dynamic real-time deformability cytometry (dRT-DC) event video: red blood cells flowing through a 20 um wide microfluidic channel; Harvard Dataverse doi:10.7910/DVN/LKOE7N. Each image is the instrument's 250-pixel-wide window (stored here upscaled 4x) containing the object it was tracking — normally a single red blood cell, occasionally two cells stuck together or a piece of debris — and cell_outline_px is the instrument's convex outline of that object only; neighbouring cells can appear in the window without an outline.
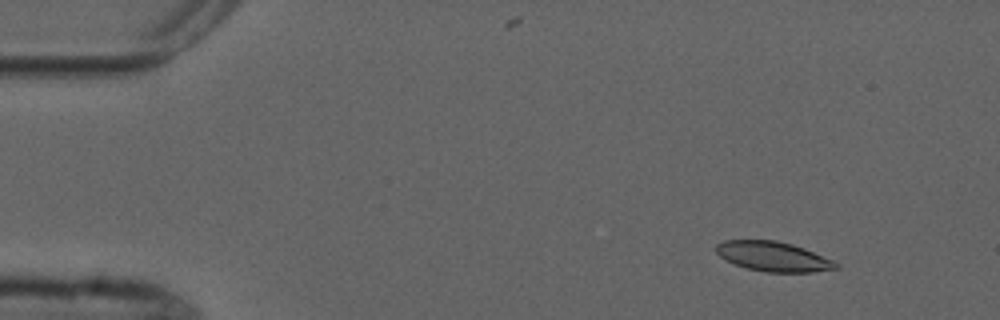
{"species": "common noctule bat (a hibernating species)", "species_latin": "Nyctalus noctula", "temperature_condition": "cold", "stored_images_in_passage": 5, "camera_frame_rate_fps": 3000, "um_per_image_px": 0.085, "animal": {"sex": "male", "forearm_length_mm": 52.5}, "frame": {"image": 1, "passage_image": 2, "time_ms": 1.333, "image_size_px": [1000, 320], "cell_outline_px": [[840, 268], [812, 272], [764, 272], [748, 268], [736, 264], [720, 256], [716, 252], [716, 244], [724, 240], [776, 240], [792, 244], [804, 248], [832, 260], [840, 264]], "centroid_in_image_um": [65.75, 21.8], "position_along_channel_um": 19.3, "area_um2": 20.63}}
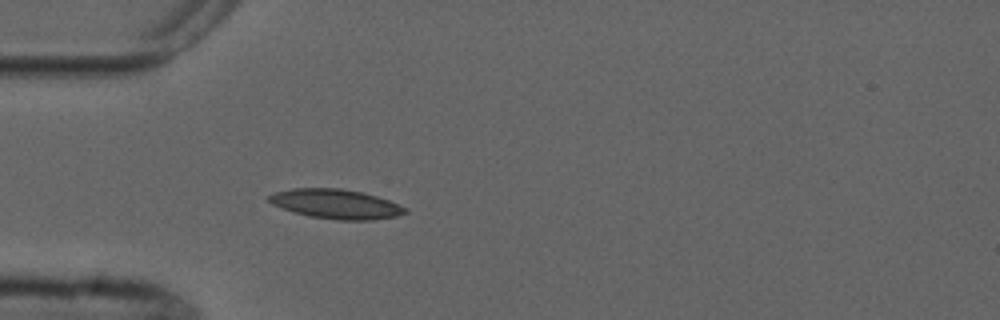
{"frame": {"image": 2, "passage_image": 5, "time_ms": 4.667, "image_size_px": [1000, 320], "cell_outline_px": [[408, 212], [396, 216], [372, 220], [336, 220], [308, 216], [272, 204], [268, 200], [268, 196], [276, 192], [292, 188], [340, 188], [360, 192], [376, 196], [388, 200], [408, 208]], "centroid_in_image_um": [28.58, 17.34], "position_along_channel_um": 56.4, "area_um2": 23.24}}